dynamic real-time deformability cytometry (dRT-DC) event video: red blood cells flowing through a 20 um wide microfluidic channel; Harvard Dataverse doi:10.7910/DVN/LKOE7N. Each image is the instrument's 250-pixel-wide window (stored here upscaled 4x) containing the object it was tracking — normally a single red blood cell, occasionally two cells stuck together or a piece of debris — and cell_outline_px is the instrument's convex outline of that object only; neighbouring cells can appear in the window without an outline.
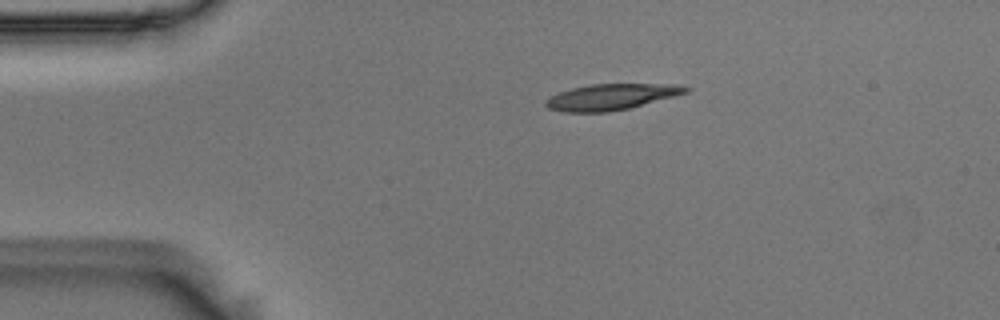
{"species": "Egyptian fruit bat (a non-hibernating species)", "species_latin": "Rousettus aegyptiacus", "temperature_condition": "room temperature", "stored_images_in_passage": 45, "camera_frame_rate_fps": 3000, "um_per_image_px": 0.085, "animal": {"sex": "male"}, "frame": {"image": 1, "passage_image": 1, "time_ms": 0.0, "image_size_px": [1000, 320], "cell_outline_px": [[692, 88], [688, 92], [628, 108], [608, 112], [564, 112], [548, 108], [544, 104], [544, 100], [560, 92], [572, 88], [588, 84], [680, 84]], "centroid_in_image_um": [51.95, 8.23], "position_along_channel_um": 33.1, "area_um2": 21.1}}
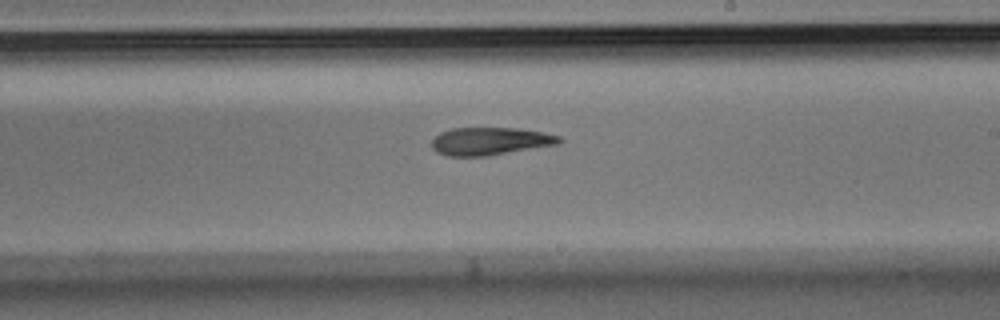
{"frame": {"image": 2, "passage_image": 22, "time_ms": 7.0, "image_size_px": [1000, 320], "cell_outline_px": [[564, 140], [556, 144], [488, 156], [448, 156], [436, 152], [432, 148], [432, 140], [440, 132], [452, 128], [520, 128], [544, 132], [560, 136]], "centroid_in_image_um": [41.65, 12.0], "position_along_channel_um": 247.3, "area_um2": 20.63}}
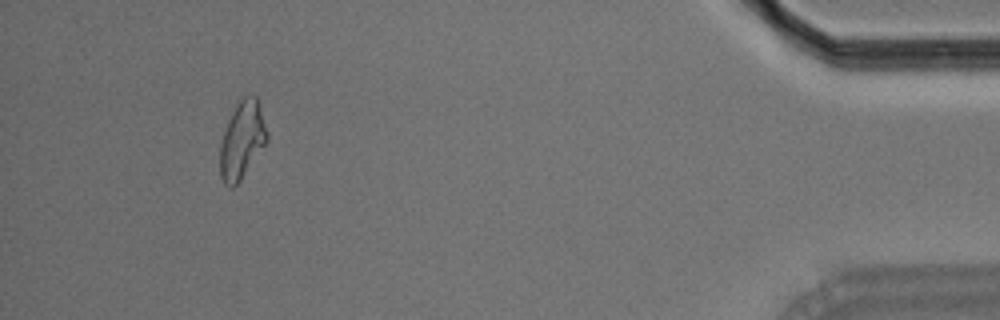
{"frame": {"image": 3, "passage_image": 41, "time_ms": 13.333, "image_size_px": [1000, 320], "cell_outline_px": [[268, 140], [240, 180], [232, 188], [228, 188], [224, 184], [220, 176], [220, 144], [228, 120], [232, 112], [240, 100], [244, 96], [256, 96], [260, 104], [268, 132]], "centroid_in_image_um": [20.58, 11.91], "position_along_channel_um": 414.6, "area_um2": 21.04}, "authors_computed_cell_mechanics": {"area_um2": 21.097, "velocity_mm_per_s": 3.6677, "shape_relaxation_time_tau1_ms": 10.0136, "shape_relaxation_time_tau2_ms": 10.8902, "deformation_change_tau1": 0.2342, "deformation_change_tau2": 0.2427}}